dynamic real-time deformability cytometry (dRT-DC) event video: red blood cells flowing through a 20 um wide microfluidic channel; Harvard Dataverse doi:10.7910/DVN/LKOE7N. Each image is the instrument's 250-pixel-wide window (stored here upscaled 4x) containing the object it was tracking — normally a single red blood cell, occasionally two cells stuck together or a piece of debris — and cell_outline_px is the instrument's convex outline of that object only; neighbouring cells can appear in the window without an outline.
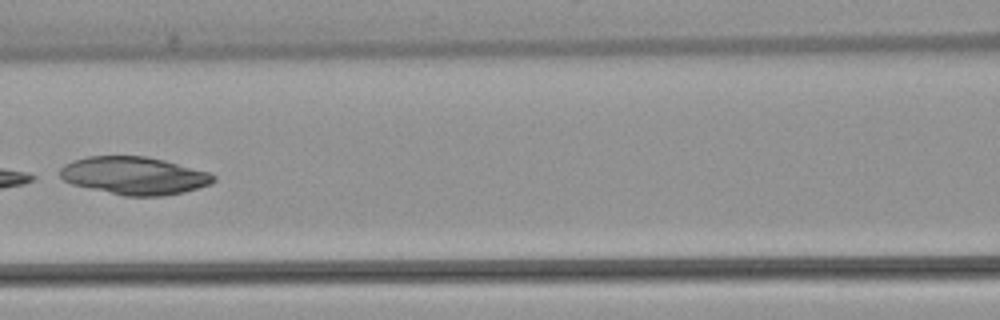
{"species": "common noctule bat (a hibernating species)", "species_latin": "Nyctalus noctula", "temperature_condition": "warm", "stored_images_in_passage": 6, "camera_frame_rate_fps": 3000, "um_per_image_px": 0.085, "animal": {"sex": "female", "body_mass_g": 22.7, "forearm_length_mm": 54.2}, "frame": {"image": 1, "passage_image": 5, "time_ms": 6.333, "image_size_px": [1000, 320], "cell_outline_px": [[216, 180], [212, 184], [184, 192], [160, 196], [124, 196], [88, 188], [72, 184], [64, 180], [60, 176], [60, 168], [64, 164], [72, 160], [88, 156], [144, 156], [164, 160], [208, 172], [216, 176]], "centroid_in_image_um": [11.4, 14.93], "position_along_channel_um": 155.2, "area_um2": 33.81}}
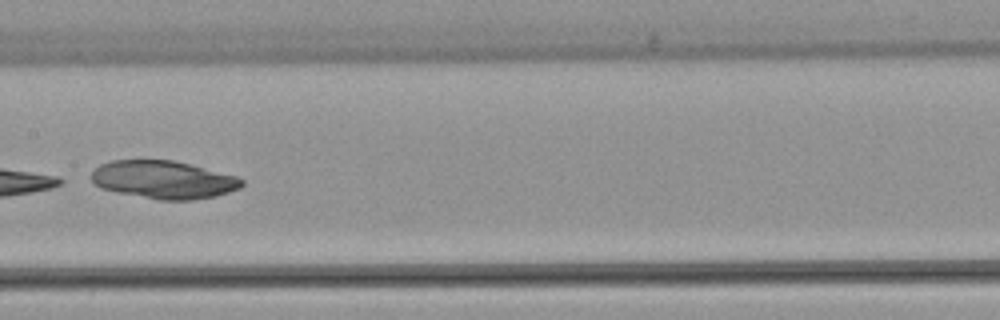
{"frame": {"image": 2, "passage_image": 6, "time_ms": 7.333, "image_size_px": [1000, 320], "cell_outline_px": [[244, 184], [240, 188], [216, 196], [192, 200], [160, 200], [116, 192], [100, 188], [92, 180], [92, 172], [100, 164], [112, 160], [172, 160], [236, 176], [244, 180]], "centroid_in_image_um": [13.9, 15.28], "position_along_channel_um": 193.5, "area_um2": 33.06}}